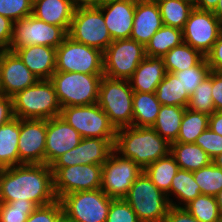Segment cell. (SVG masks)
Segmentation results:
<instances>
[{
    "label": "cell",
    "instance_id": "obj_33",
    "mask_svg": "<svg viewBox=\"0 0 222 222\" xmlns=\"http://www.w3.org/2000/svg\"><path fill=\"white\" fill-rule=\"evenodd\" d=\"M156 2L163 24L183 30L194 7L179 0H156Z\"/></svg>",
    "mask_w": 222,
    "mask_h": 222
},
{
    "label": "cell",
    "instance_id": "obj_6",
    "mask_svg": "<svg viewBox=\"0 0 222 222\" xmlns=\"http://www.w3.org/2000/svg\"><path fill=\"white\" fill-rule=\"evenodd\" d=\"M124 200L140 222H165L170 208L166 194L160 191L143 171L132 184Z\"/></svg>",
    "mask_w": 222,
    "mask_h": 222
},
{
    "label": "cell",
    "instance_id": "obj_35",
    "mask_svg": "<svg viewBox=\"0 0 222 222\" xmlns=\"http://www.w3.org/2000/svg\"><path fill=\"white\" fill-rule=\"evenodd\" d=\"M169 193L177 195L176 198L184 203V206L176 204L175 207H185L201 194L199 185L194 180L193 173L183 169H179L172 179Z\"/></svg>",
    "mask_w": 222,
    "mask_h": 222
},
{
    "label": "cell",
    "instance_id": "obj_55",
    "mask_svg": "<svg viewBox=\"0 0 222 222\" xmlns=\"http://www.w3.org/2000/svg\"><path fill=\"white\" fill-rule=\"evenodd\" d=\"M56 222H74L71 218H69L64 212L58 217Z\"/></svg>",
    "mask_w": 222,
    "mask_h": 222
},
{
    "label": "cell",
    "instance_id": "obj_32",
    "mask_svg": "<svg viewBox=\"0 0 222 222\" xmlns=\"http://www.w3.org/2000/svg\"><path fill=\"white\" fill-rule=\"evenodd\" d=\"M156 96L161 105H173L186 108L190 95L174 73L166 72L156 89Z\"/></svg>",
    "mask_w": 222,
    "mask_h": 222
},
{
    "label": "cell",
    "instance_id": "obj_17",
    "mask_svg": "<svg viewBox=\"0 0 222 222\" xmlns=\"http://www.w3.org/2000/svg\"><path fill=\"white\" fill-rule=\"evenodd\" d=\"M46 120L20 119V164H45Z\"/></svg>",
    "mask_w": 222,
    "mask_h": 222
},
{
    "label": "cell",
    "instance_id": "obj_41",
    "mask_svg": "<svg viewBox=\"0 0 222 222\" xmlns=\"http://www.w3.org/2000/svg\"><path fill=\"white\" fill-rule=\"evenodd\" d=\"M33 0H0V15L15 22L32 14Z\"/></svg>",
    "mask_w": 222,
    "mask_h": 222
},
{
    "label": "cell",
    "instance_id": "obj_58",
    "mask_svg": "<svg viewBox=\"0 0 222 222\" xmlns=\"http://www.w3.org/2000/svg\"><path fill=\"white\" fill-rule=\"evenodd\" d=\"M6 169V167L0 162V174Z\"/></svg>",
    "mask_w": 222,
    "mask_h": 222
},
{
    "label": "cell",
    "instance_id": "obj_45",
    "mask_svg": "<svg viewBox=\"0 0 222 222\" xmlns=\"http://www.w3.org/2000/svg\"><path fill=\"white\" fill-rule=\"evenodd\" d=\"M205 59L211 71L222 73V32Z\"/></svg>",
    "mask_w": 222,
    "mask_h": 222
},
{
    "label": "cell",
    "instance_id": "obj_29",
    "mask_svg": "<svg viewBox=\"0 0 222 222\" xmlns=\"http://www.w3.org/2000/svg\"><path fill=\"white\" fill-rule=\"evenodd\" d=\"M184 107L161 105L157 120L152 128L170 144L175 142L185 112Z\"/></svg>",
    "mask_w": 222,
    "mask_h": 222
},
{
    "label": "cell",
    "instance_id": "obj_39",
    "mask_svg": "<svg viewBox=\"0 0 222 222\" xmlns=\"http://www.w3.org/2000/svg\"><path fill=\"white\" fill-rule=\"evenodd\" d=\"M36 208L31 201L0 203V222H26Z\"/></svg>",
    "mask_w": 222,
    "mask_h": 222
},
{
    "label": "cell",
    "instance_id": "obj_10",
    "mask_svg": "<svg viewBox=\"0 0 222 222\" xmlns=\"http://www.w3.org/2000/svg\"><path fill=\"white\" fill-rule=\"evenodd\" d=\"M56 71L104 74L103 52L67 36L56 48Z\"/></svg>",
    "mask_w": 222,
    "mask_h": 222
},
{
    "label": "cell",
    "instance_id": "obj_47",
    "mask_svg": "<svg viewBox=\"0 0 222 222\" xmlns=\"http://www.w3.org/2000/svg\"><path fill=\"white\" fill-rule=\"evenodd\" d=\"M165 222H200L194 218L184 207L170 206Z\"/></svg>",
    "mask_w": 222,
    "mask_h": 222
},
{
    "label": "cell",
    "instance_id": "obj_42",
    "mask_svg": "<svg viewBox=\"0 0 222 222\" xmlns=\"http://www.w3.org/2000/svg\"><path fill=\"white\" fill-rule=\"evenodd\" d=\"M106 222H140V220L124 199H112Z\"/></svg>",
    "mask_w": 222,
    "mask_h": 222
},
{
    "label": "cell",
    "instance_id": "obj_24",
    "mask_svg": "<svg viewBox=\"0 0 222 222\" xmlns=\"http://www.w3.org/2000/svg\"><path fill=\"white\" fill-rule=\"evenodd\" d=\"M166 74L163 58L146 56L129 79L134 92L153 93Z\"/></svg>",
    "mask_w": 222,
    "mask_h": 222
},
{
    "label": "cell",
    "instance_id": "obj_37",
    "mask_svg": "<svg viewBox=\"0 0 222 222\" xmlns=\"http://www.w3.org/2000/svg\"><path fill=\"white\" fill-rule=\"evenodd\" d=\"M192 173L201 194L216 197L222 190V169L213 162Z\"/></svg>",
    "mask_w": 222,
    "mask_h": 222
},
{
    "label": "cell",
    "instance_id": "obj_22",
    "mask_svg": "<svg viewBox=\"0 0 222 222\" xmlns=\"http://www.w3.org/2000/svg\"><path fill=\"white\" fill-rule=\"evenodd\" d=\"M39 79H51L56 72V48L32 45L14 51Z\"/></svg>",
    "mask_w": 222,
    "mask_h": 222
},
{
    "label": "cell",
    "instance_id": "obj_8",
    "mask_svg": "<svg viewBox=\"0 0 222 222\" xmlns=\"http://www.w3.org/2000/svg\"><path fill=\"white\" fill-rule=\"evenodd\" d=\"M146 57L145 46L132 39H117L103 52L104 76L129 80Z\"/></svg>",
    "mask_w": 222,
    "mask_h": 222
},
{
    "label": "cell",
    "instance_id": "obj_3",
    "mask_svg": "<svg viewBox=\"0 0 222 222\" xmlns=\"http://www.w3.org/2000/svg\"><path fill=\"white\" fill-rule=\"evenodd\" d=\"M12 98L13 113L19 119L48 120L60 116L61 106L50 79H39Z\"/></svg>",
    "mask_w": 222,
    "mask_h": 222
},
{
    "label": "cell",
    "instance_id": "obj_57",
    "mask_svg": "<svg viewBox=\"0 0 222 222\" xmlns=\"http://www.w3.org/2000/svg\"><path fill=\"white\" fill-rule=\"evenodd\" d=\"M185 3L190 4L191 6H193L194 8H196V4H197V0H179Z\"/></svg>",
    "mask_w": 222,
    "mask_h": 222
},
{
    "label": "cell",
    "instance_id": "obj_14",
    "mask_svg": "<svg viewBox=\"0 0 222 222\" xmlns=\"http://www.w3.org/2000/svg\"><path fill=\"white\" fill-rule=\"evenodd\" d=\"M51 170L57 200L69 193L101 189L102 165H75Z\"/></svg>",
    "mask_w": 222,
    "mask_h": 222
},
{
    "label": "cell",
    "instance_id": "obj_53",
    "mask_svg": "<svg viewBox=\"0 0 222 222\" xmlns=\"http://www.w3.org/2000/svg\"><path fill=\"white\" fill-rule=\"evenodd\" d=\"M218 20L222 23V0L218 1L216 8L212 11Z\"/></svg>",
    "mask_w": 222,
    "mask_h": 222
},
{
    "label": "cell",
    "instance_id": "obj_13",
    "mask_svg": "<svg viewBox=\"0 0 222 222\" xmlns=\"http://www.w3.org/2000/svg\"><path fill=\"white\" fill-rule=\"evenodd\" d=\"M143 170L131 159L113 151L102 165L101 190L112 199H124Z\"/></svg>",
    "mask_w": 222,
    "mask_h": 222
},
{
    "label": "cell",
    "instance_id": "obj_12",
    "mask_svg": "<svg viewBox=\"0 0 222 222\" xmlns=\"http://www.w3.org/2000/svg\"><path fill=\"white\" fill-rule=\"evenodd\" d=\"M67 36L68 33L62 27L46 23L31 14L13 22L10 51L32 45L57 48Z\"/></svg>",
    "mask_w": 222,
    "mask_h": 222
},
{
    "label": "cell",
    "instance_id": "obj_16",
    "mask_svg": "<svg viewBox=\"0 0 222 222\" xmlns=\"http://www.w3.org/2000/svg\"><path fill=\"white\" fill-rule=\"evenodd\" d=\"M115 139L82 138L80 143L58 157L51 168H65L75 165H103L114 151Z\"/></svg>",
    "mask_w": 222,
    "mask_h": 222
},
{
    "label": "cell",
    "instance_id": "obj_18",
    "mask_svg": "<svg viewBox=\"0 0 222 222\" xmlns=\"http://www.w3.org/2000/svg\"><path fill=\"white\" fill-rule=\"evenodd\" d=\"M38 80L15 52L1 51L0 94L13 97Z\"/></svg>",
    "mask_w": 222,
    "mask_h": 222
},
{
    "label": "cell",
    "instance_id": "obj_50",
    "mask_svg": "<svg viewBox=\"0 0 222 222\" xmlns=\"http://www.w3.org/2000/svg\"><path fill=\"white\" fill-rule=\"evenodd\" d=\"M208 127L222 136V111H215L209 115V125Z\"/></svg>",
    "mask_w": 222,
    "mask_h": 222
},
{
    "label": "cell",
    "instance_id": "obj_15",
    "mask_svg": "<svg viewBox=\"0 0 222 222\" xmlns=\"http://www.w3.org/2000/svg\"><path fill=\"white\" fill-rule=\"evenodd\" d=\"M182 31L184 43L206 56L222 32V23L212 11L194 8Z\"/></svg>",
    "mask_w": 222,
    "mask_h": 222
},
{
    "label": "cell",
    "instance_id": "obj_34",
    "mask_svg": "<svg viewBox=\"0 0 222 222\" xmlns=\"http://www.w3.org/2000/svg\"><path fill=\"white\" fill-rule=\"evenodd\" d=\"M209 115L185 109L180 132L175 142L194 143L197 137L208 128Z\"/></svg>",
    "mask_w": 222,
    "mask_h": 222
},
{
    "label": "cell",
    "instance_id": "obj_36",
    "mask_svg": "<svg viewBox=\"0 0 222 222\" xmlns=\"http://www.w3.org/2000/svg\"><path fill=\"white\" fill-rule=\"evenodd\" d=\"M200 222H221L222 214L214 196L200 194L184 207Z\"/></svg>",
    "mask_w": 222,
    "mask_h": 222
},
{
    "label": "cell",
    "instance_id": "obj_48",
    "mask_svg": "<svg viewBox=\"0 0 222 222\" xmlns=\"http://www.w3.org/2000/svg\"><path fill=\"white\" fill-rule=\"evenodd\" d=\"M211 94L215 111H222V73L212 71Z\"/></svg>",
    "mask_w": 222,
    "mask_h": 222
},
{
    "label": "cell",
    "instance_id": "obj_4",
    "mask_svg": "<svg viewBox=\"0 0 222 222\" xmlns=\"http://www.w3.org/2000/svg\"><path fill=\"white\" fill-rule=\"evenodd\" d=\"M104 74L56 71L51 81L61 106H82L97 103L99 85Z\"/></svg>",
    "mask_w": 222,
    "mask_h": 222
},
{
    "label": "cell",
    "instance_id": "obj_56",
    "mask_svg": "<svg viewBox=\"0 0 222 222\" xmlns=\"http://www.w3.org/2000/svg\"><path fill=\"white\" fill-rule=\"evenodd\" d=\"M216 199L219 205L220 212L222 214V190L218 193V195L216 196Z\"/></svg>",
    "mask_w": 222,
    "mask_h": 222
},
{
    "label": "cell",
    "instance_id": "obj_31",
    "mask_svg": "<svg viewBox=\"0 0 222 222\" xmlns=\"http://www.w3.org/2000/svg\"><path fill=\"white\" fill-rule=\"evenodd\" d=\"M166 72L174 73L197 66L205 56L186 43L174 47L163 57Z\"/></svg>",
    "mask_w": 222,
    "mask_h": 222
},
{
    "label": "cell",
    "instance_id": "obj_49",
    "mask_svg": "<svg viewBox=\"0 0 222 222\" xmlns=\"http://www.w3.org/2000/svg\"><path fill=\"white\" fill-rule=\"evenodd\" d=\"M13 98L0 94V126L13 119Z\"/></svg>",
    "mask_w": 222,
    "mask_h": 222
},
{
    "label": "cell",
    "instance_id": "obj_43",
    "mask_svg": "<svg viewBox=\"0 0 222 222\" xmlns=\"http://www.w3.org/2000/svg\"><path fill=\"white\" fill-rule=\"evenodd\" d=\"M194 144L199 145L212 159L222 153V136L209 127L197 137Z\"/></svg>",
    "mask_w": 222,
    "mask_h": 222
},
{
    "label": "cell",
    "instance_id": "obj_46",
    "mask_svg": "<svg viewBox=\"0 0 222 222\" xmlns=\"http://www.w3.org/2000/svg\"><path fill=\"white\" fill-rule=\"evenodd\" d=\"M13 36V21L0 15V51H9Z\"/></svg>",
    "mask_w": 222,
    "mask_h": 222
},
{
    "label": "cell",
    "instance_id": "obj_44",
    "mask_svg": "<svg viewBox=\"0 0 222 222\" xmlns=\"http://www.w3.org/2000/svg\"><path fill=\"white\" fill-rule=\"evenodd\" d=\"M62 213L61 201L56 200L49 205L37 207L26 222H56Z\"/></svg>",
    "mask_w": 222,
    "mask_h": 222
},
{
    "label": "cell",
    "instance_id": "obj_28",
    "mask_svg": "<svg viewBox=\"0 0 222 222\" xmlns=\"http://www.w3.org/2000/svg\"><path fill=\"white\" fill-rule=\"evenodd\" d=\"M20 135V119L14 117L0 126V162L5 167L19 165L18 139Z\"/></svg>",
    "mask_w": 222,
    "mask_h": 222
},
{
    "label": "cell",
    "instance_id": "obj_20",
    "mask_svg": "<svg viewBox=\"0 0 222 222\" xmlns=\"http://www.w3.org/2000/svg\"><path fill=\"white\" fill-rule=\"evenodd\" d=\"M136 1L110 0L98 5L112 40L130 39Z\"/></svg>",
    "mask_w": 222,
    "mask_h": 222
},
{
    "label": "cell",
    "instance_id": "obj_23",
    "mask_svg": "<svg viewBox=\"0 0 222 222\" xmlns=\"http://www.w3.org/2000/svg\"><path fill=\"white\" fill-rule=\"evenodd\" d=\"M76 7L74 0H33L32 15L68 33Z\"/></svg>",
    "mask_w": 222,
    "mask_h": 222
},
{
    "label": "cell",
    "instance_id": "obj_9",
    "mask_svg": "<svg viewBox=\"0 0 222 222\" xmlns=\"http://www.w3.org/2000/svg\"><path fill=\"white\" fill-rule=\"evenodd\" d=\"M60 117L71 125L82 138H116V128L97 103L63 107Z\"/></svg>",
    "mask_w": 222,
    "mask_h": 222
},
{
    "label": "cell",
    "instance_id": "obj_26",
    "mask_svg": "<svg viewBox=\"0 0 222 222\" xmlns=\"http://www.w3.org/2000/svg\"><path fill=\"white\" fill-rule=\"evenodd\" d=\"M170 153L180 169L190 172L199 170L212 162V158L194 143L173 142Z\"/></svg>",
    "mask_w": 222,
    "mask_h": 222
},
{
    "label": "cell",
    "instance_id": "obj_7",
    "mask_svg": "<svg viewBox=\"0 0 222 222\" xmlns=\"http://www.w3.org/2000/svg\"><path fill=\"white\" fill-rule=\"evenodd\" d=\"M68 36L78 43L102 52L113 42L105 24L103 12L98 6H77Z\"/></svg>",
    "mask_w": 222,
    "mask_h": 222
},
{
    "label": "cell",
    "instance_id": "obj_30",
    "mask_svg": "<svg viewBox=\"0 0 222 222\" xmlns=\"http://www.w3.org/2000/svg\"><path fill=\"white\" fill-rule=\"evenodd\" d=\"M183 31L163 25L145 46L146 56L162 58L176 46L182 44Z\"/></svg>",
    "mask_w": 222,
    "mask_h": 222
},
{
    "label": "cell",
    "instance_id": "obj_59",
    "mask_svg": "<svg viewBox=\"0 0 222 222\" xmlns=\"http://www.w3.org/2000/svg\"><path fill=\"white\" fill-rule=\"evenodd\" d=\"M0 71H1V51H0Z\"/></svg>",
    "mask_w": 222,
    "mask_h": 222
},
{
    "label": "cell",
    "instance_id": "obj_54",
    "mask_svg": "<svg viewBox=\"0 0 222 222\" xmlns=\"http://www.w3.org/2000/svg\"><path fill=\"white\" fill-rule=\"evenodd\" d=\"M212 162L219 167L220 169H222V153L218 154L217 156H215L212 159Z\"/></svg>",
    "mask_w": 222,
    "mask_h": 222
},
{
    "label": "cell",
    "instance_id": "obj_21",
    "mask_svg": "<svg viewBox=\"0 0 222 222\" xmlns=\"http://www.w3.org/2000/svg\"><path fill=\"white\" fill-rule=\"evenodd\" d=\"M160 9L156 0H137L130 39L146 44L163 26Z\"/></svg>",
    "mask_w": 222,
    "mask_h": 222
},
{
    "label": "cell",
    "instance_id": "obj_52",
    "mask_svg": "<svg viewBox=\"0 0 222 222\" xmlns=\"http://www.w3.org/2000/svg\"><path fill=\"white\" fill-rule=\"evenodd\" d=\"M76 6H98L102 0H74Z\"/></svg>",
    "mask_w": 222,
    "mask_h": 222
},
{
    "label": "cell",
    "instance_id": "obj_19",
    "mask_svg": "<svg viewBox=\"0 0 222 222\" xmlns=\"http://www.w3.org/2000/svg\"><path fill=\"white\" fill-rule=\"evenodd\" d=\"M81 139V135L60 116L46 120L45 164L50 166L76 147Z\"/></svg>",
    "mask_w": 222,
    "mask_h": 222
},
{
    "label": "cell",
    "instance_id": "obj_27",
    "mask_svg": "<svg viewBox=\"0 0 222 222\" xmlns=\"http://www.w3.org/2000/svg\"><path fill=\"white\" fill-rule=\"evenodd\" d=\"M132 107H133L132 126L152 127L157 120L161 103L158 101L155 92L153 93L134 92Z\"/></svg>",
    "mask_w": 222,
    "mask_h": 222
},
{
    "label": "cell",
    "instance_id": "obj_38",
    "mask_svg": "<svg viewBox=\"0 0 222 222\" xmlns=\"http://www.w3.org/2000/svg\"><path fill=\"white\" fill-rule=\"evenodd\" d=\"M212 71L204 80L196 87L190 95L187 109L211 115L215 112L212 100Z\"/></svg>",
    "mask_w": 222,
    "mask_h": 222
},
{
    "label": "cell",
    "instance_id": "obj_40",
    "mask_svg": "<svg viewBox=\"0 0 222 222\" xmlns=\"http://www.w3.org/2000/svg\"><path fill=\"white\" fill-rule=\"evenodd\" d=\"M210 67L204 58L197 66L185 69L183 71L174 72L180 80L183 89L189 95L193 93L196 87L209 75Z\"/></svg>",
    "mask_w": 222,
    "mask_h": 222
},
{
    "label": "cell",
    "instance_id": "obj_2",
    "mask_svg": "<svg viewBox=\"0 0 222 222\" xmlns=\"http://www.w3.org/2000/svg\"><path fill=\"white\" fill-rule=\"evenodd\" d=\"M171 144L152 127L129 126L118 129L114 151L133 160L142 170L170 153Z\"/></svg>",
    "mask_w": 222,
    "mask_h": 222
},
{
    "label": "cell",
    "instance_id": "obj_25",
    "mask_svg": "<svg viewBox=\"0 0 222 222\" xmlns=\"http://www.w3.org/2000/svg\"><path fill=\"white\" fill-rule=\"evenodd\" d=\"M179 165L176 163L174 156L169 153L157 161L151 163L143 171L150 178L153 184L164 194L167 195L171 206H175L176 203L169 199V190L171 188L172 179L179 170Z\"/></svg>",
    "mask_w": 222,
    "mask_h": 222
},
{
    "label": "cell",
    "instance_id": "obj_1",
    "mask_svg": "<svg viewBox=\"0 0 222 222\" xmlns=\"http://www.w3.org/2000/svg\"><path fill=\"white\" fill-rule=\"evenodd\" d=\"M56 200L53 172L47 164H20L0 174V203L31 201L41 207Z\"/></svg>",
    "mask_w": 222,
    "mask_h": 222
},
{
    "label": "cell",
    "instance_id": "obj_11",
    "mask_svg": "<svg viewBox=\"0 0 222 222\" xmlns=\"http://www.w3.org/2000/svg\"><path fill=\"white\" fill-rule=\"evenodd\" d=\"M111 200L101 189L77 191L60 199L63 212L74 222H106Z\"/></svg>",
    "mask_w": 222,
    "mask_h": 222
},
{
    "label": "cell",
    "instance_id": "obj_5",
    "mask_svg": "<svg viewBox=\"0 0 222 222\" xmlns=\"http://www.w3.org/2000/svg\"><path fill=\"white\" fill-rule=\"evenodd\" d=\"M133 95L129 80L101 78L97 104L116 130L133 124Z\"/></svg>",
    "mask_w": 222,
    "mask_h": 222
},
{
    "label": "cell",
    "instance_id": "obj_51",
    "mask_svg": "<svg viewBox=\"0 0 222 222\" xmlns=\"http://www.w3.org/2000/svg\"><path fill=\"white\" fill-rule=\"evenodd\" d=\"M219 0H197L196 9L213 11Z\"/></svg>",
    "mask_w": 222,
    "mask_h": 222
}]
</instances>
